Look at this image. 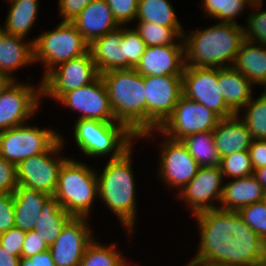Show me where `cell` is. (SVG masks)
I'll list each match as a JSON object with an SVG mask.
<instances>
[{
    "mask_svg": "<svg viewBox=\"0 0 266 266\" xmlns=\"http://www.w3.org/2000/svg\"><path fill=\"white\" fill-rule=\"evenodd\" d=\"M19 266H55V262L48 249L30 258H20Z\"/></svg>",
    "mask_w": 266,
    "mask_h": 266,
    "instance_id": "cell-47",
    "label": "cell"
},
{
    "mask_svg": "<svg viewBox=\"0 0 266 266\" xmlns=\"http://www.w3.org/2000/svg\"><path fill=\"white\" fill-rule=\"evenodd\" d=\"M94 238L86 247L79 266H126L125 257L115 249L116 243L105 246Z\"/></svg>",
    "mask_w": 266,
    "mask_h": 266,
    "instance_id": "cell-33",
    "label": "cell"
},
{
    "mask_svg": "<svg viewBox=\"0 0 266 266\" xmlns=\"http://www.w3.org/2000/svg\"><path fill=\"white\" fill-rule=\"evenodd\" d=\"M42 83L38 88L13 80L0 95V132L25 124L39 109Z\"/></svg>",
    "mask_w": 266,
    "mask_h": 266,
    "instance_id": "cell-14",
    "label": "cell"
},
{
    "mask_svg": "<svg viewBox=\"0 0 266 266\" xmlns=\"http://www.w3.org/2000/svg\"><path fill=\"white\" fill-rule=\"evenodd\" d=\"M74 124V141L89 157L107 156L112 153L110 159L120 158L132 147V141L138 139L124 123L118 121L78 119Z\"/></svg>",
    "mask_w": 266,
    "mask_h": 266,
    "instance_id": "cell-6",
    "label": "cell"
},
{
    "mask_svg": "<svg viewBox=\"0 0 266 266\" xmlns=\"http://www.w3.org/2000/svg\"><path fill=\"white\" fill-rule=\"evenodd\" d=\"M15 227L13 193L0 194V234Z\"/></svg>",
    "mask_w": 266,
    "mask_h": 266,
    "instance_id": "cell-42",
    "label": "cell"
},
{
    "mask_svg": "<svg viewBox=\"0 0 266 266\" xmlns=\"http://www.w3.org/2000/svg\"><path fill=\"white\" fill-rule=\"evenodd\" d=\"M131 149L120 158L109 159L103 172L97 173L98 198L118 217L128 233H133L137 210Z\"/></svg>",
    "mask_w": 266,
    "mask_h": 266,
    "instance_id": "cell-4",
    "label": "cell"
},
{
    "mask_svg": "<svg viewBox=\"0 0 266 266\" xmlns=\"http://www.w3.org/2000/svg\"><path fill=\"white\" fill-rule=\"evenodd\" d=\"M253 85L266 89V46L244 40L232 65Z\"/></svg>",
    "mask_w": 266,
    "mask_h": 266,
    "instance_id": "cell-26",
    "label": "cell"
},
{
    "mask_svg": "<svg viewBox=\"0 0 266 266\" xmlns=\"http://www.w3.org/2000/svg\"><path fill=\"white\" fill-rule=\"evenodd\" d=\"M223 174L219 166H200L195 177L178 193L192 214L217 209L223 191ZM214 200V201H213ZM213 202V203H212Z\"/></svg>",
    "mask_w": 266,
    "mask_h": 266,
    "instance_id": "cell-17",
    "label": "cell"
},
{
    "mask_svg": "<svg viewBox=\"0 0 266 266\" xmlns=\"http://www.w3.org/2000/svg\"><path fill=\"white\" fill-rule=\"evenodd\" d=\"M10 8L3 28L0 29L10 35L25 38L33 28L37 18L39 0H7Z\"/></svg>",
    "mask_w": 266,
    "mask_h": 266,
    "instance_id": "cell-28",
    "label": "cell"
},
{
    "mask_svg": "<svg viewBox=\"0 0 266 266\" xmlns=\"http://www.w3.org/2000/svg\"><path fill=\"white\" fill-rule=\"evenodd\" d=\"M184 45L146 47L140 62L134 68L142 76L183 75Z\"/></svg>",
    "mask_w": 266,
    "mask_h": 266,
    "instance_id": "cell-19",
    "label": "cell"
},
{
    "mask_svg": "<svg viewBox=\"0 0 266 266\" xmlns=\"http://www.w3.org/2000/svg\"><path fill=\"white\" fill-rule=\"evenodd\" d=\"M266 199L262 185L252 174L250 176L234 178L223 186L219 208L226 211H239L249 204Z\"/></svg>",
    "mask_w": 266,
    "mask_h": 266,
    "instance_id": "cell-22",
    "label": "cell"
},
{
    "mask_svg": "<svg viewBox=\"0 0 266 266\" xmlns=\"http://www.w3.org/2000/svg\"><path fill=\"white\" fill-rule=\"evenodd\" d=\"M218 84L227 107L239 114L253 96V84L233 67L218 68Z\"/></svg>",
    "mask_w": 266,
    "mask_h": 266,
    "instance_id": "cell-25",
    "label": "cell"
},
{
    "mask_svg": "<svg viewBox=\"0 0 266 266\" xmlns=\"http://www.w3.org/2000/svg\"><path fill=\"white\" fill-rule=\"evenodd\" d=\"M123 27L107 32L95 39L89 46L96 68L99 74L121 70V49L119 44L122 40Z\"/></svg>",
    "mask_w": 266,
    "mask_h": 266,
    "instance_id": "cell-27",
    "label": "cell"
},
{
    "mask_svg": "<svg viewBox=\"0 0 266 266\" xmlns=\"http://www.w3.org/2000/svg\"><path fill=\"white\" fill-rule=\"evenodd\" d=\"M61 105L81 112L78 119H91L101 122H117L110 106L106 86L99 76L91 84L65 92L58 100Z\"/></svg>",
    "mask_w": 266,
    "mask_h": 266,
    "instance_id": "cell-15",
    "label": "cell"
},
{
    "mask_svg": "<svg viewBox=\"0 0 266 266\" xmlns=\"http://www.w3.org/2000/svg\"><path fill=\"white\" fill-rule=\"evenodd\" d=\"M244 26L217 22L212 27L183 34L185 65L209 68L232 67L244 39ZM228 62V63H227Z\"/></svg>",
    "mask_w": 266,
    "mask_h": 266,
    "instance_id": "cell-2",
    "label": "cell"
},
{
    "mask_svg": "<svg viewBox=\"0 0 266 266\" xmlns=\"http://www.w3.org/2000/svg\"><path fill=\"white\" fill-rule=\"evenodd\" d=\"M136 20L162 26H181L168 0H139Z\"/></svg>",
    "mask_w": 266,
    "mask_h": 266,
    "instance_id": "cell-32",
    "label": "cell"
},
{
    "mask_svg": "<svg viewBox=\"0 0 266 266\" xmlns=\"http://www.w3.org/2000/svg\"><path fill=\"white\" fill-rule=\"evenodd\" d=\"M186 266H215V265H210V264H206V263H200V262H189L188 265Z\"/></svg>",
    "mask_w": 266,
    "mask_h": 266,
    "instance_id": "cell-52",
    "label": "cell"
},
{
    "mask_svg": "<svg viewBox=\"0 0 266 266\" xmlns=\"http://www.w3.org/2000/svg\"><path fill=\"white\" fill-rule=\"evenodd\" d=\"M242 120L245 122L253 140H266V89L255 100L244 106Z\"/></svg>",
    "mask_w": 266,
    "mask_h": 266,
    "instance_id": "cell-34",
    "label": "cell"
},
{
    "mask_svg": "<svg viewBox=\"0 0 266 266\" xmlns=\"http://www.w3.org/2000/svg\"><path fill=\"white\" fill-rule=\"evenodd\" d=\"M159 152V178H162L170 188L179 189L177 191L180 193V190L195 177L200 165L182 141L165 136Z\"/></svg>",
    "mask_w": 266,
    "mask_h": 266,
    "instance_id": "cell-16",
    "label": "cell"
},
{
    "mask_svg": "<svg viewBox=\"0 0 266 266\" xmlns=\"http://www.w3.org/2000/svg\"><path fill=\"white\" fill-rule=\"evenodd\" d=\"M76 159L67 158L60 167L54 197L72 217L91 214L92 204L98 198L97 171Z\"/></svg>",
    "mask_w": 266,
    "mask_h": 266,
    "instance_id": "cell-5",
    "label": "cell"
},
{
    "mask_svg": "<svg viewBox=\"0 0 266 266\" xmlns=\"http://www.w3.org/2000/svg\"><path fill=\"white\" fill-rule=\"evenodd\" d=\"M200 244L191 262L215 266H258L266 263V243L238 211L212 209L194 215Z\"/></svg>",
    "mask_w": 266,
    "mask_h": 266,
    "instance_id": "cell-1",
    "label": "cell"
},
{
    "mask_svg": "<svg viewBox=\"0 0 266 266\" xmlns=\"http://www.w3.org/2000/svg\"><path fill=\"white\" fill-rule=\"evenodd\" d=\"M182 142L200 166H219L221 158L216 149L212 131L187 136Z\"/></svg>",
    "mask_w": 266,
    "mask_h": 266,
    "instance_id": "cell-31",
    "label": "cell"
},
{
    "mask_svg": "<svg viewBox=\"0 0 266 266\" xmlns=\"http://www.w3.org/2000/svg\"><path fill=\"white\" fill-rule=\"evenodd\" d=\"M251 6L262 4V0H246Z\"/></svg>",
    "mask_w": 266,
    "mask_h": 266,
    "instance_id": "cell-53",
    "label": "cell"
},
{
    "mask_svg": "<svg viewBox=\"0 0 266 266\" xmlns=\"http://www.w3.org/2000/svg\"><path fill=\"white\" fill-rule=\"evenodd\" d=\"M146 131L159 129L183 95L182 75L144 76Z\"/></svg>",
    "mask_w": 266,
    "mask_h": 266,
    "instance_id": "cell-10",
    "label": "cell"
},
{
    "mask_svg": "<svg viewBox=\"0 0 266 266\" xmlns=\"http://www.w3.org/2000/svg\"><path fill=\"white\" fill-rule=\"evenodd\" d=\"M248 151L254 170L266 167V140H253Z\"/></svg>",
    "mask_w": 266,
    "mask_h": 266,
    "instance_id": "cell-46",
    "label": "cell"
},
{
    "mask_svg": "<svg viewBox=\"0 0 266 266\" xmlns=\"http://www.w3.org/2000/svg\"><path fill=\"white\" fill-rule=\"evenodd\" d=\"M135 30L139 33L146 47L184 45L182 26H162L151 22L138 21Z\"/></svg>",
    "mask_w": 266,
    "mask_h": 266,
    "instance_id": "cell-30",
    "label": "cell"
},
{
    "mask_svg": "<svg viewBox=\"0 0 266 266\" xmlns=\"http://www.w3.org/2000/svg\"><path fill=\"white\" fill-rule=\"evenodd\" d=\"M239 115L220 119L212 131L220 158L234 152L248 151L252 144L251 133Z\"/></svg>",
    "mask_w": 266,
    "mask_h": 266,
    "instance_id": "cell-21",
    "label": "cell"
},
{
    "mask_svg": "<svg viewBox=\"0 0 266 266\" xmlns=\"http://www.w3.org/2000/svg\"><path fill=\"white\" fill-rule=\"evenodd\" d=\"M121 49V70L132 69L140 62L145 51V43L139 33L133 29L123 28L122 40L119 44Z\"/></svg>",
    "mask_w": 266,
    "mask_h": 266,
    "instance_id": "cell-35",
    "label": "cell"
},
{
    "mask_svg": "<svg viewBox=\"0 0 266 266\" xmlns=\"http://www.w3.org/2000/svg\"><path fill=\"white\" fill-rule=\"evenodd\" d=\"M243 221L266 243V199L238 211Z\"/></svg>",
    "mask_w": 266,
    "mask_h": 266,
    "instance_id": "cell-37",
    "label": "cell"
},
{
    "mask_svg": "<svg viewBox=\"0 0 266 266\" xmlns=\"http://www.w3.org/2000/svg\"><path fill=\"white\" fill-rule=\"evenodd\" d=\"M86 217H72L49 247L55 266H79L84 251L94 239Z\"/></svg>",
    "mask_w": 266,
    "mask_h": 266,
    "instance_id": "cell-18",
    "label": "cell"
},
{
    "mask_svg": "<svg viewBox=\"0 0 266 266\" xmlns=\"http://www.w3.org/2000/svg\"><path fill=\"white\" fill-rule=\"evenodd\" d=\"M100 76L115 119L124 123L137 137L146 132L144 76L134 68L112 70Z\"/></svg>",
    "mask_w": 266,
    "mask_h": 266,
    "instance_id": "cell-3",
    "label": "cell"
},
{
    "mask_svg": "<svg viewBox=\"0 0 266 266\" xmlns=\"http://www.w3.org/2000/svg\"><path fill=\"white\" fill-rule=\"evenodd\" d=\"M96 0H58L61 21H73L80 12L90 3Z\"/></svg>",
    "mask_w": 266,
    "mask_h": 266,
    "instance_id": "cell-43",
    "label": "cell"
},
{
    "mask_svg": "<svg viewBox=\"0 0 266 266\" xmlns=\"http://www.w3.org/2000/svg\"><path fill=\"white\" fill-rule=\"evenodd\" d=\"M253 175L256 177L257 181L262 185V188L266 193V167L254 170Z\"/></svg>",
    "mask_w": 266,
    "mask_h": 266,
    "instance_id": "cell-50",
    "label": "cell"
},
{
    "mask_svg": "<svg viewBox=\"0 0 266 266\" xmlns=\"http://www.w3.org/2000/svg\"><path fill=\"white\" fill-rule=\"evenodd\" d=\"M26 236V231L13 227L0 234V246L6 249L9 254L22 258V248Z\"/></svg>",
    "mask_w": 266,
    "mask_h": 266,
    "instance_id": "cell-40",
    "label": "cell"
},
{
    "mask_svg": "<svg viewBox=\"0 0 266 266\" xmlns=\"http://www.w3.org/2000/svg\"><path fill=\"white\" fill-rule=\"evenodd\" d=\"M49 247L46 245L45 241L35 230L27 231L23 248H22V258H30L37 253L48 250Z\"/></svg>",
    "mask_w": 266,
    "mask_h": 266,
    "instance_id": "cell-44",
    "label": "cell"
},
{
    "mask_svg": "<svg viewBox=\"0 0 266 266\" xmlns=\"http://www.w3.org/2000/svg\"><path fill=\"white\" fill-rule=\"evenodd\" d=\"M220 170L223 178H241L254 173L249 151L234 152L220 159ZM225 176V177H224Z\"/></svg>",
    "mask_w": 266,
    "mask_h": 266,
    "instance_id": "cell-36",
    "label": "cell"
},
{
    "mask_svg": "<svg viewBox=\"0 0 266 266\" xmlns=\"http://www.w3.org/2000/svg\"><path fill=\"white\" fill-rule=\"evenodd\" d=\"M115 20L120 26L132 23L136 19L139 0H106Z\"/></svg>",
    "mask_w": 266,
    "mask_h": 266,
    "instance_id": "cell-39",
    "label": "cell"
},
{
    "mask_svg": "<svg viewBox=\"0 0 266 266\" xmlns=\"http://www.w3.org/2000/svg\"><path fill=\"white\" fill-rule=\"evenodd\" d=\"M100 76L90 50L54 68L42 81V97L57 101L65 92L85 87Z\"/></svg>",
    "mask_w": 266,
    "mask_h": 266,
    "instance_id": "cell-12",
    "label": "cell"
},
{
    "mask_svg": "<svg viewBox=\"0 0 266 266\" xmlns=\"http://www.w3.org/2000/svg\"><path fill=\"white\" fill-rule=\"evenodd\" d=\"M34 49V63L44 66V77L57 66L86 54L90 44L70 21H61L52 31H46L31 40Z\"/></svg>",
    "mask_w": 266,
    "mask_h": 266,
    "instance_id": "cell-7",
    "label": "cell"
},
{
    "mask_svg": "<svg viewBox=\"0 0 266 266\" xmlns=\"http://www.w3.org/2000/svg\"><path fill=\"white\" fill-rule=\"evenodd\" d=\"M251 5L246 0H224L223 2V22L235 23L236 18L241 12H244L246 5Z\"/></svg>",
    "mask_w": 266,
    "mask_h": 266,
    "instance_id": "cell-45",
    "label": "cell"
},
{
    "mask_svg": "<svg viewBox=\"0 0 266 266\" xmlns=\"http://www.w3.org/2000/svg\"><path fill=\"white\" fill-rule=\"evenodd\" d=\"M51 196L24 186H18L13 193L15 227L23 231L34 230L37 219L42 213L44 203Z\"/></svg>",
    "mask_w": 266,
    "mask_h": 266,
    "instance_id": "cell-24",
    "label": "cell"
},
{
    "mask_svg": "<svg viewBox=\"0 0 266 266\" xmlns=\"http://www.w3.org/2000/svg\"><path fill=\"white\" fill-rule=\"evenodd\" d=\"M20 258L8 253L0 246V266H19Z\"/></svg>",
    "mask_w": 266,
    "mask_h": 266,
    "instance_id": "cell-49",
    "label": "cell"
},
{
    "mask_svg": "<svg viewBox=\"0 0 266 266\" xmlns=\"http://www.w3.org/2000/svg\"><path fill=\"white\" fill-rule=\"evenodd\" d=\"M26 124L0 132V156L15 165L31 156L48 152L61 139L54 129Z\"/></svg>",
    "mask_w": 266,
    "mask_h": 266,
    "instance_id": "cell-9",
    "label": "cell"
},
{
    "mask_svg": "<svg viewBox=\"0 0 266 266\" xmlns=\"http://www.w3.org/2000/svg\"><path fill=\"white\" fill-rule=\"evenodd\" d=\"M221 118L201 103L191 100L184 95L178 100L171 116L159 129L142 133L139 137L152 136L159 132L173 140L182 141L187 136L205 131H213Z\"/></svg>",
    "mask_w": 266,
    "mask_h": 266,
    "instance_id": "cell-8",
    "label": "cell"
},
{
    "mask_svg": "<svg viewBox=\"0 0 266 266\" xmlns=\"http://www.w3.org/2000/svg\"><path fill=\"white\" fill-rule=\"evenodd\" d=\"M71 22L89 44L120 26L106 0L88 4Z\"/></svg>",
    "mask_w": 266,
    "mask_h": 266,
    "instance_id": "cell-20",
    "label": "cell"
},
{
    "mask_svg": "<svg viewBox=\"0 0 266 266\" xmlns=\"http://www.w3.org/2000/svg\"><path fill=\"white\" fill-rule=\"evenodd\" d=\"M72 218L51 196L42 208V213L37 219L34 230L38 232L46 245L50 247L60 235L65 224Z\"/></svg>",
    "mask_w": 266,
    "mask_h": 266,
    "instance_id": "cell-29",
    "label": "cell"
},
{
    "mask_svg": "<svg viewBox=\"0 0 266 266\" xmlns=\"http://www.w3.org/2000/svg\"><path fill=\"white\" fill-rule=\"evenodd\" d=\"M61 139L46 153L31 156L16 165L18 186H24L53 196L57 184L58 173L67 157H58L63 147Z\"/></svg>",
    "mask_w": 266,
    "mask_h": 266,
    "instance_id": "cell-11",
    "label": "cell"
},
{
    "mask_svg": "<svg viewBox=\"0 0 266 266\" xmlns=\"http://www.w3.org/2000/svg\"><path fill=\"white\" fill-rule=\"evenodd\" d=\"M218 84V68L186 66L182 75L183 95L201 103L221 119L235 115L226 105Z\"/></svg>",
    "mask_w": 266,
    "mask_h": 266,
    "instance_id": "cell-13",
    "label": "cell"
},
{
    "mask_svg": "<svg viewBox=\"0 0 266 266\" xmlns=\"http://www.w3.org/2000/svg\"><path fill=\"white\" fill-rule=\"evenodd\" d=\"M17 187L16 165L0 156V194L14 193Z\"/></svg>",
    "mask_w": 266,
    "mask_h": 266,
    "instance_id": "cell-41",
    "label": "cell"
},
{
    "mask_svg": "<svg viewBox=\"0 0 266 266\" xmlns=\"http://www.w3.org/2000/svg\"><path fill=\"white\" fill-rule=\"evenodd\" d=\"M204 14L211 18L219 19L223 22V2L224 0H203Z\"/></svg>",
    "mask_w": 266,
    "mask_h": 266,
    "instance_id": "cell-48",
    "label": "cell"
},
{
    "mask_svg": "<svg viewBox=\"0 0 266 266\" xmlns=\"http://www.w3.org/2000/svg\"><path fill=\"white\" fill-rule=\"evenodd\" d=\"M33 63V42L25 43L23 37L10 35L0 29V73L15 80L12 77L14 71Z\"/></svg>",
    "mask_w": 266,
    "mask_h": 266,
    "instance_id": "cell-23",
    "label": "cell"
},
{
    "mask_svg": "<svg viewBox=\"0 0 266 266\" xmlns=\"http://www.w3.org/2000/svg\"><path fill=\"white\" fill-rule=\"evenodd\" d=\"M262 4L251 6L257 11L250 13L246 18L247 26L244 25V39L256 44L266 46V11L261 9Z\"/></svg>",
    "mask_w": 266,
    "mask_h": 266,
    "instance_id": "cell-38",
    "label": "cell"
},
{
    "mask_svg": "<svg viewBox=\"0 0 266 266\" xmlns=\"http://www.w3.org/2000/svg\"><path fill=\"white\" fill-rule=\"evenodd\" d=\"M12 81L13 79H11L6 74L0 73V95Z\"/></svg>",
    "mask_w": 266,
    "mask_h": 266,
    "instance_id": "cell-51",
    "label": "cell"
}]
</instances>
